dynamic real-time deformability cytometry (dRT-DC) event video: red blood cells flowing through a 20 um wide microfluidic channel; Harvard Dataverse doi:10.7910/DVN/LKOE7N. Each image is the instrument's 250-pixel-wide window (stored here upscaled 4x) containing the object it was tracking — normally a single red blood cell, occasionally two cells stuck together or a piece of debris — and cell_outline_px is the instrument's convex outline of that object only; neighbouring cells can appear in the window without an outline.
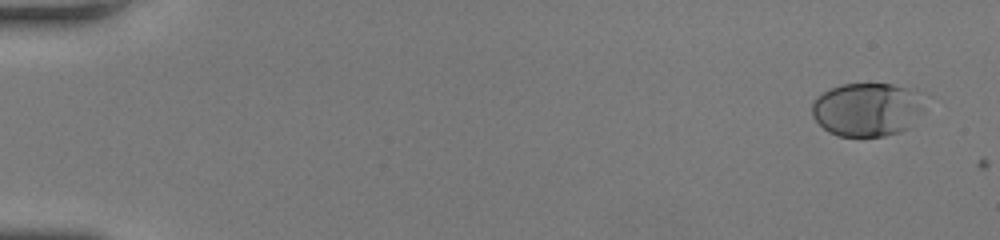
{"species": "human", "species_latin": "Homo sapiens", "temperature_condition": "room temperature", "stored_images_in_passage": 50, "camera_frame_rate_fps": 3000, "um_per_image_px": 0.085, "donor": {"sex": "female"}, "frame": {"image": 1, "passage_image": 1, "time_ms": 0.0, "image_size_px": [1000, 240], "cell_outline_px": [[924, 112], [908, 128], [900, 132], [884, 136], [840, 136], [828, 132], [812, 116], [812, 100], [816, 96], [840, 84], [892, 84], [916, 88], [924, 96]], "centroid_in_image_um": [73.77, 9.29], "position_along_channel_um": 11.2, "area_um2": 35.84}}
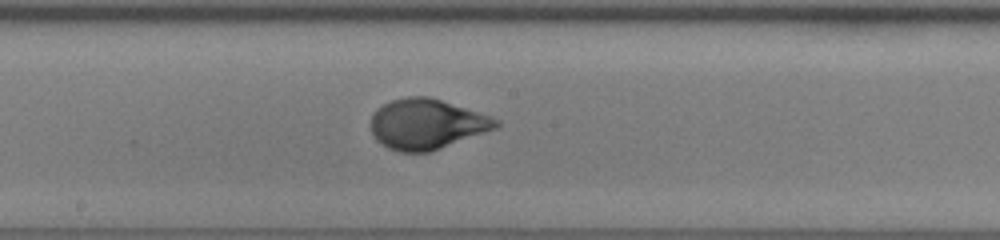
{"frame": {"image": 2, "passage_image": 28, "time_ms": 9.0, "image_size_px": [1000, 240], "cell_outline_px": [[500, 124], [496, 128], [440, 148], [428, 152], [400, 152], [388, 148], [380, 144], [376, 140], [372, 132], [372, 116], [384, 104], [392, 100], [408, 96], [428, 96], [500, 120]], "centroid_in_image_um": [36.24, 10.56], "position_along_channel_um": 212.0, "area_um2": 35.89}}
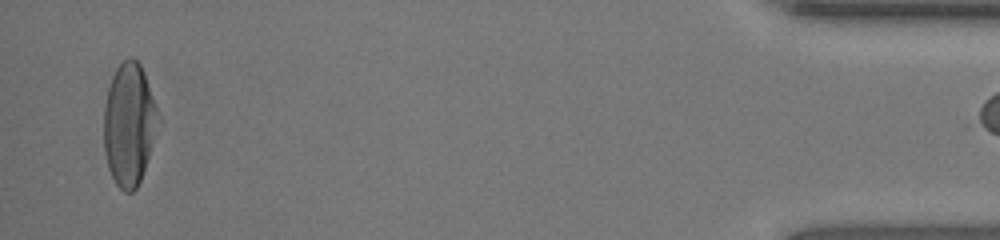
{"frame": {"image": 3, "passage_image": 49, "time_ms": 16.0, "image_size_px": [1000, 240], "cell_outline_px": [[156, 112], [148, 156], [140, 180], [136, 188], [132, 192], [124, 192], [116, 184], [108, 168], [104, 152], [104, 104], [108, 88], [112, 76], [116, 68], [128, 56], [132, 56], [140, 64], [156, 108]], "centroid_in_image_um": [10.89, 10.56], "position_along_channel_um": 424.3, "area_um2": 37.4}}